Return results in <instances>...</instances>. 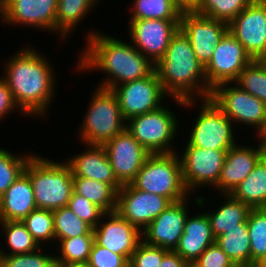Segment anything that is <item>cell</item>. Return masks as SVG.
Returning a JSON list of instances; mask_svg holds the SVG:
<instances>
[{
	"label": "cell",
	"mask_w": 266,
	"mask_h": 267,
	"mask_svg": "<svg viewBox=\"0 0 266 267\" xmlns=\"http://www.w3.org/2000/svg\"><path fill=\"white\" fill-rule=\"evenodd\" d=\"M26 46L5 61L1 78L7 83L23 116L42 118L48 116L57 91L55 67L34 46Z\"/></svg>",
	"instance_id": "cell-1"
},
{
	"label": "cell",
	"mask_w": 266,
	"mask_h": 267,
	"mask_svg": "<svg viewBox=\"0 0 266 267\" xmlns=\"http://www.w3.org/2000/svg\"><path fill=\"white\" fill-rule=\"evenodd\" d=\"M86 36V46L78 54L79 61L75 62L77 65L74 69L78 74L84 73V70L97 72V69L106 73L97 87L113 90L123 83L142 79L155 70V65L131 41L129 44L123 39L92 29Z\"/></svg>",
	"instance_id": "cell-2"
},
{
	"label": "cell",
	"mask_w": 266,
	"mask_h": 267,
	"mask_svg": "<svg viewBox=\"0 0 266 267\" xmlns=\"http://www.w3.org/2000/svg\"><path fill=\"white\" fill-rule=\"evenodd\" d=\"M161 86L175 105L193 108L197 101L210 98L205 67L196 57L189 38L179 29L170 40L165 55L155 64ZM191 106V107H190Z\"/></svg>",
	"instance_id": "cell-3"
},
{
	"label": "cell",
	"mask_w": 266,
	"mask_h": 267,
	"mask_svg": "<svg viewBox=\"0 0 266 267\" xmlns=\"http://www.w3.org/2000/svg\"><path fill=\"white\" fill-rule=\"evenodd\" d=\"M63 161L33 154L26 164L24 172L30 178L37 208L53 211L68 205L73 175L65 159Z\"/></svg>",
	"instance_id": "cell-4"
},
{
	"label": "cell",
	"mask_w": 266,
	"mask_h": 267,
	"mask_svg": "<svg viewBox=\"0 0 266 267\" xmlns=\"http://www.w3.org/2000/svg\"><path fill=\"white\" fill-rule=\"evenodd\" d=\"M96 88L77 131L83 145H104L126 129L116 94L109 89Z\"/></svg>",
	"instance_id": "cell-5"
},
{
	"label": "cell",
	"mask_w": 266,
	"mask_h": 267,
	"mask_svg": "<svg viewBox=\"0 0 266 267\" xmlns=\"http://www.w3.org/2000/svg\"><path fill=\"white\" fill-rule=\"evenodd\" d=\"M131 184L136 189L164 196L172 203L187 197L192 199L183 181L178 152L150 154Z\"/></svg>",
	"instance_id": "cell-6"
},
{
	"label": "cell",
	"mask_w": 266,
	"mask_h": 267,
	"mask_svg": "<svg viewBox=\"0 0 266 267\" xmlns=\"http://www.w3.org/2000/svg\"><path fill=\"white\" fill-rule=\"evenodd\" d=\"M163 104L156 110L126 121V130L148 151L149 154L177 152L173 140L180 129L174 112ZM179 128H178V127Z\"/></svg>",
	"instance_id": "cell-7"
},
{
	"label": "cell",
	"mask_w": 266,
	"mask_h": 267,
	"mask_svg": "<svg viewBox=\"0 0 266 267\" xmlns=\"http://www.w3.org/2000/svg\"><path fill=\"white\" fill-rule=\"evenodd\" d=\"M200 111L188 133L187 142L194 147L228 151L237 144L234 123L212 102L200 100ZM233 124V125H232Z\"/></svg>",
	"instance_id": "cell-8"
},
{
	"label": "cell",
	"mask_w": 266,
	"mask_h": 267,
	"mask_svg": "<svg viewBox=\"0 0 266 267\" xmlns=\"http://www.w3.org/2000/svg\"><path fill=\"white\" fill-rule=\"evenodd\" d=\"M210 99L235 125L239 123L254 128L255 134L265 123L266 104L235 82L216 85Z\"/></svg>",
	"instance_id": "cell-9"
},
{
	"label": "cell",
	"mask_w": 266,
	"mask_h": 267,
	"mask_svg": "<svg viewBox=\"0 0 266 267\" xmlns=\"http://www.w3.org/2000/svg\"><path fill=\"white\" fill-rule=\"evenodd\" d=\"M185 144V150L181 155L178 154L187 191L191 194L199 188H214L218 183L227 151L194 147L187 140Z\"/></svg>",
	"instance_id": "cell-10"
},
{
	"label": "cell",
	"mask_w": 266,
	"mask_h": 267,
	"mask_svg": "<svg viewBox=\"0 0 266 267\" xmlns=\"http://www.w3.org/2000/svg\"><path fill=\"white\" fill-rule=\"evenodd\" d=\"M112 91L117 96L125 121L158 109L168 97L156 70L142 79L116 86Z\"/></svg>",
	"instance_id": "cell-11"
},
{
	"label": "cell",
	"mask_w": 266,
	"mask_h": 267,
	"mask_svg": "<svg viewBox=\"0 0 266 267\" xmlns=\"http://www.w3.org/2000/svg\"><path fill=\"white\" fill-rule=\"evenodd\" d=\"M132 45L154 65L165 55L170 40L180 29V20L129 19Z\"/></svg>",
	"instance_id": "cell-12"
},
{
	"label": "cell",
	"mask_w": 266,
	"mask_h": 267,
	"mask_svg": "<svg viewBox=\"0 0 266 267\" xmlns=\"http://www.w3.org/2000/svg\"><path fill=\"white\" fill-rule=\"evenodd\" d=\"M172 202L161 195L124 184L117 192L116 212L141 232Z\"/></svg>",
	"instance_id": "cell-13"
},
{
	"label": "cell",
	"mask_w": 266,
	"mask_h": 267,
	"mask_svg": "<svg viewBox=\"0 0 266 267\" xmlns=\"http://www.w3.org/2000/svg\"><path fill=\"white\" fill-rule=\"evenodd\" d=\"M58 0H0V19L11 27L24 25L56 33Z\"/></svg>",
	"instance_id": "cell-14"
},
{
	"label": "cell",
	"mask_w": 266,
	"mask_h": 267,
	"mask_svg": "<svg viewBox=\"0 0 266 267\" xmlns=\"http://www.w3.org/2000/svg\"><path fill=\"white\" fill-rule=\"evenodd\" d=\"M252 60L243 45L228 31L216 45L211 60L205 66L208 86L213 89L224 82H235Z\"/></svg>",
	"instance_id": "cell-15"
},
{
	"label": "cell",
	"mask_w": 266,
	"mask_h": 267,
	"mask_svg": "<svg viewBox=\"0 0 266 267\" xmlns=\"http://www.w3.org/2000/svg\"><path fill=\"white\" fill-rule=\"evenodd\" d=\"M228 31L243 45L253 59L266 55V7L253 0L229 24Z\"/></svg>",
	"instance_id": "cell-16"
},
{
	"label": "cell",
	"mask_w": 266,
	"mask_h": 267,
	"mask_svg": "<svg viewBox=\"0 0 266 267\" xmlns=\"http://www.w3.org/2000/svg\"><path fill=\"white\" fill-rule=\"evenodd\" d=\"M180 29L189 38L196 57L205 67L211 60L216 45L228 32V24L194 11H182Z\"/></svg>",
	"instance_id": "cell-17"
},
{
	"label": "cell",
	"mask_w": 266,
	"mask_h": 267,
	"mask_svg": "<svg viewBox=\"0 0 266 267\" xmlns=\"http://www.w3.org/2000/svg\"><path fill=\"white\" fill-rule=\"evenodd\" d=\"M188 200L189 197L171 203L142 231V240L149 245L175 251L190 212Z\"/></svg>",
	"instance_id": "cell-18"
},
{
	"label": "cell",
	"mask_w": 266,
	"mask_h": 267,
	"mask_svg": "<svg viewBox=\"0 0 266 267\" xmlns=\"http://www.w3.org/2000/svg\"><path fill=\"white\" fill-rule=\"evenodd\" d=\"M115 177L122 184L131 183L141 169L148 151L125 129L104 145Z\"/></svg>",
	"instance_id": "cell-19"
},
{
	"label": "cell",
	"mask_w": 266,
	"mask_h": 267,
	"mask_svg": "<svg viewBox=\"0 0 266 267\" xmlns=\"http://www.w3.org/2000/svg\"><path fill=\"white\" fill-rule=\"evenodd\" d=\"M93 233L94 241L99 246L123 255L128 260L142 241V232L116 211L105 213L93 229Z\"/></svg>",
	"instance_id": "cell-20"
},
{
	"label": "cell",
	"mask_w": 266,
	"mask_h": 267,
	"mask_svg": "<svg viewBox=\"0 0 266 267\" xmlns=\"http://www.w3.org/2000/svg\"><path fill=\"white\" fill-rule=\"evenodd\" d=\"M257 146V147H256ZM256 146L240 145L237 143L226 153L223 168L218 183L213 188L220 195L230 194L236 186L246 179L254 166L261 159L259 144Z\"/></svg>",
	"instance_id": "cell-21"
},
{
	"label": "cell",
	"mask_w": 266,
	"mask_h": 267,
	"mask_svg": "<svg viewBox=\"0 0 266 267\" xmlns=\"http://www.w3.org/2000/svg\"><path fill=\"white\" fill-rule=\"evenodd\" d=\"M82 152L66 159L73 177H85L113 185L119 190L123 185L115 177L103 145L84 144ZM87 149V150H86Z\"/></svg>",
	"instance_id": "cell-22"
},
{
	"label": "cell",
	"mask_w": 266,
	"mask_h": 267,
	"mask_svg": "<svg viewBox=\"0 0 266 267\" xmlns=\"http://www.w3.org/2000/svg\"><path fill=\"white\" fill-rule=\"evenodd\" d=\"M201 213V214H199ZM197 215L189 214L184 233L180 237L179 244L175 252L179 254L189 265H191L209 245L215 243V237L212 233L209 218L205 212H199Z\"/></svg>",
	"instance_id": "cell-23"
},
{
	"label": "cell",
	"mask_w": 266,
	"mask_h": 267,
	"mask_svg": "<svg viewBox=\"0 0 266 267\" xmlns=\"http://www.w3.org/2000/svg\"><path fill=\"white\" fill-rule=\"evenodd\" d=\"M36 208L30 178L23 172L0 197V221H22Z\"/></svg>",
	"instance_id": "cell-24"
},
{
	"label": "cell",
	"mask_w": 266,
	"mask_h": 267,
	"mask_svg": "<svg viewBox=\"0 0 266 267\" xmlns=\"http://www.w3.org/2000/svg\"><path fill=\"white\" fill-rule=\"evenodd\" d=\"M225 201L217 209L212 212L205 211L212 229L214 237H218L228 230L235 228L236 225L244 223L247 219L250 207L233 198L230 194H223Z\"/></svg>",
	"instance_id": "cell-25"
},
{
	"label": "cell",
	"mask_w": 266,
	"mask_h": 267,
	"mask_svg": "<svg viewBox=\"0 0 266 267\" xmlns=\"http://www.w3.org/2000/svg\"><path fill=\"white\" fill-rule=\"evenodd\" d=\"M101 0H58L56 11V35L66 41L83 18L92 13ZM93 8V9H92ZM92 10V11H91Z\"/></svg>",
	"instance_id": "cell-26"
},
{
	"label": "cell",
	"mask_w": 266,
	"mask_h": 267,
	"mask_svg": "<svg viewBox=\"0 0 266 267\" xmlns=\"http://www.w3.org/2000/svg\"><path fill=\"white\" fill-rule=\"evenodd\" d=\"M230 195L250 208H266V163L260 159Z\"/></svg>",
	"instance_id": "cell-27"
},
{
	"label": "cell",
	"mask_w": 266,
	"mask_h": 267,
	"mask_svg": "<svg viewBox=\"0 0 266 267\" xmlns=\"http://www.w3.org/2000/svg\"><path fill=\"white\" fill-rule=\"evenodd\" d=\"M73 191L105 213L116 211L118 190L113 185L85 177H73Z\"/></svg>",
	"instance_id": "cell-28"
},
{
	"label": "cell",
	"mask_w": 266,
	"mask_h": 267,
	"mask_svg": "<svg viewBox=\"0 0 266 267\" xmlns=\"http://www.w3.org/2000/svg\"><path fill=\"white\" fill-rule=\"evenodd\" d=\"M215 242L235 265L251 266V248L247 220L216 237Z\"/></svg>",
	"instance_id": "cell-29"
},
{
	"label": "cell",
	"mask_w": 266,
	"mask_h": 267,
	"mask_svg": "<svg viewBox=\"0 0 266 267\" xmlns=\"http://www.w3.org/2000/svg\"><path fill=\"white\" fill-rule=\"evenodd\" d=\"M2 226V227H1ZM1 234L4 236L6 247L4 255L26 254L37 251L41 246L32 237L22 221H0Z\"/></svg>",
	"instance_id": "cell-30"
},
{
	"label": "cell",
	"mask_w": 266,
	"mask_h": 267,
	"mask_svg": "<svg viewBox=\"0 0 266 267\" xmlns=\"http://www.w3.org/2000/svg\"><path fill=\"white\" fill-rule=\"evenodd\" d=\"M133 1L130 4V19L180 20L183 11L174 0Z\"/></svg>",
	"instance_id": "cell-31"
},
{
	"label": "cell",
	"mask_w": 266,
	"mask_h": 267,
	"mask_svg": "<svg viewBox=\"0 0 266 267\" xmlns=\"http://www.w3.org/2000/svg\"><path fill=\"white\" fill-rule=\"evenodd\" d=\"M59 255L55 257L56 267L73 263L87 262L94 243V234H84L57 240Z\"/></svg>",
	"instance_id": "cell-32"
},
{
	"label": "cell",
	"mask_w": 266,
	"mask_h": 267,
	"mask_svg": "<svg viewBox=\"0 0 266 267\" xmlns=\"http://www.w3.org/2000/svg\"><path fill=\"white\" fill-rule=\"evenodd\" d=\"M253 0H200L192 10L202 16L229 24Z\"/></svg>",
	"instance_id": "cell-33"
},
{
	"label": "cell",
	"mask_w": 266,
	"mask_h": 267,
	"mask_svg": "<svg viewBox=\"0 0 266 267\" xmlns=\"http://www.w3.org/2000/svg\"><path fill=\"white\" fill-rule=\"evenodd\" d=\"M55 241L84 234H94L93 228L68 206L53 210Z\"/></svg>",
	"instance_id": "cell-34"
},
{
	"label": "cell",
	"mask_w": 266,
	"mask_h": 267,
	"mask_svg": "<svg viewBox=\"0 0 266 267\" xmlns=\"http://www.w3.org/2000/svg\"><path fill=\"white\" fill-rule=\"evenodd\" d=\"M251 266L266 254V208H251L247 216Z\"/></svg>",
	"instance_id": "cell-35"
},
{
	"label": "cell",
	"mask_w": 266,
	"mask_h": 267,
	"mask_svg": "<svg viewBox=\"0 0 266 267\" xmlns=\"http://www.w3.org/2000/svg\"><path fill=\"white\" fill-rule=\"evenodd\" d=\"M22 223L41 247L43 244L56 243L52 210L36 208Z\"/></svg>",
	"instance_id": "cell-36"
},
{
	"label": "cell",
	"mask_w": 266,
	"mask_h": 267,
	"mask_svg": "<svg viewBox=\"0 0 266 267\" xmlns=\"http://www.w3.org/2000/svg\"><path fill=\"white\" fill-rule=\"evenodd\" d=\"M235 83L266 104V64L261 59L252 60Z\"/></svg>",
	"instance_id": "cell-37"
},
{
	"label": "cell",
	"mask_w": 266,
	"mask_h": 267,
	"mask_svg": "<svg viewBox=\"0 0 266 267\" xmlns=\"http://www.w3.org/2000/svg\"><path fill=\"white\" fill-rule=\"evenodd\" d=\"M27 154L15 155L14 152L0 147V197L24 172L26 164L34 153Z\"/></svg>",
	"instance_id": "cell-38"
},
{
	"label": "cell",
	"mask_w": 266,
	"mask_h": 267,
	"mask_svg": "<svg viewBox=\"0 0 266 267\" xmlns=\"http://www.w3.org/2000/svg\"><path fill=\"white\" fill-rule=\"evenodd\" d=\"M44 252L40 247L32 253L4 255L3 267H56L55 254Z\"/></svg>",
	"instance_id": "cell-39"
},
{
	"label": "cell",
	"mask_w": 266,
	"mask_h": 267,
	"mask_svg": "<svg viewBox=\"0 0 266 267\" xmlns=\"http://www.w3.org/2000/svg\"><path fill=\"white\" fill-rule=\"evenodd\" d=\"M67 206L93 229L105 214L100 207L91 203L87 198L76 194L74 191Z\"/></svg>",
	"instance_id": "cell-40"
},
{
	"label": "cell",
	"mask_w": 266,
	"mask_h": 267,
	"mask_svg": "<svg viewBox=\"0 0 266 267\" xmlns=\"http://www.w3.org/2000/svg\"><path fill=\"white\" fill-rule=\"evenodd\" d=\"M167 251L161 247L149 245L142 240L131 255L129 267H160Z\"/></svg>",
	"instance_id": "cell-41"
},
{
	"label": "cell",
	"mask_w": 266,
	"mask_h": 267,
	"mask_svg": "<svg viewBox=\"0 0 266 267\" xmlns=\"http://www.w3.org/2000/svg\"><path fill=\"white\" fill-rule=\"evenodd\" d=\"M91 267H129V260L120 254H115L95 241L87 261Z\"/></svg>",
	"instance_id": "cell-42"
},
{
	"label": "cell",
	"mask_w": 266,
	"mask_h": 267,
	"mask_svg": "<svg viewBox=\"0 0 266 267\" xmlns=\"http://www.w3.org/2000/svg\"><path fill=\"white\" fill-rule=\"evenodd\" d=\"M235 264L227 254L215 243L207 249L190 265L191 267H233Z\"/></svg>",
	"instance_id": "cell-43"
},
{
	"label": "cell",
	"mask_w": 266,
	"mask_h": 267,
	"mask_svg": "<svg viewBox=\"0 0 266 267\" xmlns=\"http://www.w3.org/2000/svg\"><path fill=\"white\" fill-rule=\"evenodd\" d=\"M17 112L22 115L21 110L15 104L7 83L0 76V121L9 116V113ZM19 111V112H18ZM7 115V116H6Z\"/></svg>",
	"instance_id": "cell-44"
},
{
	"label": "cell",
	"mask_w": 266,
	"mask_h": 267,
	"mask_svg": "<svg viewBox=\"0 0 266 267\" xmlns=\"http://www.w3.org/2000/svg\"><path fill=\"white\" fill-rule=\"evenodd\" d=\"M160 267H190V265L175 251H167L162 259Z\"/></svg>",
	"instance_id": "cell-45"
},
{
	"label": "cell",
	"mask_w": 266,
	"mask_h": 267,
	"mask_svg": "<svg viewBox=\"0 0 266 267\" xmlns=\"http://www.w3.org/2000/svg\"><path fill=\"white\" fill-rule=\"evenodd\" d=\"M183 11H192L200 0H174Z\"/></svg>",
	"instance_id": "cell-46"
},
{
	"label": "cell",
	"mask_w": 266,
	"mask_h": 267,
	"mask_svg": "<svg viewBox=\"0 0 266 267\" xmlns=\"http://www.w3.org/2000/svg\"><path fill=\"white\" fill-rule=\"evenodd\" d=\"M257 138L255 139L259 140L258 144L260 147L261 159L266 163V137H257Z\"/></svg>",
	"instance_id": "cell-47"
},
{
	"label": "cell",
	"mask_w": 266,
	"mask_h": 267,
	"mask_svg": "<svg viewBox=\"0 0 266 267\" xmlns=\"http://www.w3.org/2000/svg\"><path fill=\"white\" fill-rule=\"evenodd\" d=\"M254 267H266V254L255 262Z\"/></svg>",
	"instance_id": "cell-48"
},
{
	"label": "cell",
	"mask_w": 266,
	"mask_h": 267,
	"mask_svg": "<svg viewBox=\"0 0 266 267\" xmlns=\"http://www.w3.org/2000/svg\"><path fill=\"white\" fill-rule=\"evenodd\" d=\"M61 267H91L88 262L73 263L69 265H64Z\"/></svg>",
	"instance_id": "cell-49"
},
{
	"label": "cell",
	"mask_w": 266,
	"mask_h": 267,
	"mask_svg": "<svg viewBox=\"0 0 266 267\" xmlns=\"http://www.w3.org/2000/svg\"><path fill=\"white\" fill-rule=\"evenodd\" d=\"M255 136L256 137H266V118H265V123H264L263 127L253 137H255Z\"/></svg>",
	"instance_id": "cell-50"
},
{
	"label": "cell",
	"mask_w": 266,
	"mask_h": 267,
	"mask_svg": "<svg viewBox=\"0 0 266 267\" xmlns=\"http://www.w3.org/2000/svg\"><path fill=\"white\" fill-rule=\"evenodd\" d=\"M4 249L5 248H2L1 244H0V267H3V257H4L3 251H4Z\"/></svg>",
	"instance_id": "cell-51"
},
{
	"label": "cell",
	"mask_w": 266,
	"mask_h": 267,
	"mask_svg": "<svg viewBox=\"0 0 266 267\" xmlns=\"http://www.w3.org/2000/svg\"><path fill=\"white\" fill-rule=\"evenodd\" d=\"M233 267H254V266H250V265H234Z\"/></svg>",
	"instance_id": "cell-52"
},
{
	"label": "cell",
	"mask_w": 266,
	"mask_h": 267,
	"mask_svg": "<svg viewBox=\"0 0 266 267\" xmlns=\"http://www.w3.org/2000/svg\"><path fill=\"white\" fill-rule=\"evenodd\" d=\"M260 2L266 7V0H260Z\"/></svg>",
	"instance_id": "cell-53"
},
{
	"label": "cell",
	"mask_w": 266,
	"mask_h": 267,
	"mask_svg": "<svg viewBox=\"0 0 266 267\" xmlns=\"http://www.w3.org/2000/svg\"><path fill=\"white\" fill-rule=\"evenodd\" d=\"M261 60L266 64V55Z\"/></svg>",
	"instance_id": "cell-54"
}]
</instances>
